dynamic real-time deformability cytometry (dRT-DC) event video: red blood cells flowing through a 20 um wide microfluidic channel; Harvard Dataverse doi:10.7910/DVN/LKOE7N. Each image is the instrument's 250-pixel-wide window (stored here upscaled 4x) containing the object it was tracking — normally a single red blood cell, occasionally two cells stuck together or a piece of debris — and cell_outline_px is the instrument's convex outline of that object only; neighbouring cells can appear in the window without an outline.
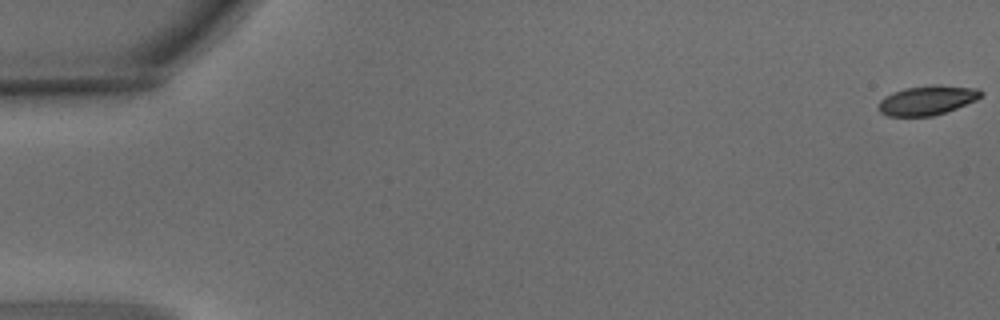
{"species": "common noctule bat (a hibernating species)", "species_latin": "Nyctalus noctula", "temperature_condition": "warm", "stored_images_in_passage": 5, "camera_frame_rate_fps": 3000, "um_per_image_px": 0.085, "animal": {"sex": "male", "body_mass_g": 15.6}, "frame": {"image": 1, "passage_image": 1, "time_ms": 0.0, "image_size_px": [1000, 320], "cell_outline_px": [[984, 92], [976, 100], [956, 108], [932, 116], [888, 116], [880, 112], [880, 100], [884, 96], [892, 92], [904, 88], [932, 84], [940, 84], [980, 88]], "centroid_in_image_um": [78.84, 8.49], "position_along_channel_um": 6.2, "area_um2": 17.69}}